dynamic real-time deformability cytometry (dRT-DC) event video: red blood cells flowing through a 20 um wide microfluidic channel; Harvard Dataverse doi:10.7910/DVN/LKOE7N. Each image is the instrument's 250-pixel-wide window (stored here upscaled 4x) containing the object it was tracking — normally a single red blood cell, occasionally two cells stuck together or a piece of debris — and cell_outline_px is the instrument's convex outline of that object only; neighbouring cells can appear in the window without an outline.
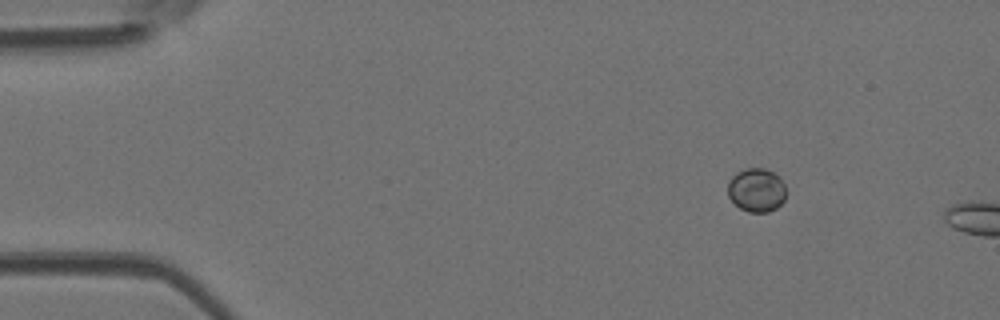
{"species": "Egyptian fruit bat (a non-hibernating species)", "species_latin": "Rousettus aegyptiacus", "temperature_condition": "room temperature", "stored_images_in_passage": 9, "camera_frame_rate_fps": 3000, "um_per_image_px": 0.085, "animal": {"sex": "female"}, "frame": {"image": 1, "passage_image": 1, "time_ms": 0.0, "image_size_px": [1000, 320], "cell_outline_px": [[784, 200], [776, 208], [768, 212], [748, 212], [740, 208], [728, 196], [728, 180], [736, 172], [744, 168], [764, 168], [772, 172], [784, 184]], "centroid_in_image_um": [64.26, 16.15], "position_along_channel_um": 20.7, "area_um2": 14.68}}